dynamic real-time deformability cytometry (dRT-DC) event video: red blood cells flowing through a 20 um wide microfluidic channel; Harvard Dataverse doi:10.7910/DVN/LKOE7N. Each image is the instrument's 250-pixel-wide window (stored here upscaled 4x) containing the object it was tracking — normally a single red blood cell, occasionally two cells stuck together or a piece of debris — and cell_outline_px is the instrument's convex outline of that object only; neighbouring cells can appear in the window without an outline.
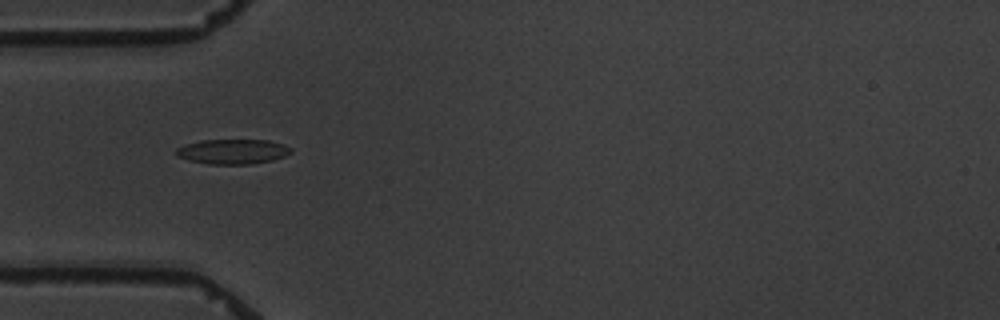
{"species": "common noctule bat (a hibernating species)", "species_latin": "Nyctalus noctula", "temperature_condition": "warm", "stored_images_in_passage": 6, "camera_frame_rate_fps": 3000, "um_per_image_px": 0.085, "animal": {"sex": "male", "body_mass_g": 19.5, "forearm_length_mm": 54.6}, "frame": {"image": 1, "passage_image": 3, "time_ms": 2.333, "image_size_px": [1000, 320], "cell_outline_px": [[292, 152], [284, 156], [272, 160], [252, 164], [208, 164], [188, 160], [176, 156], [176, 148], [184, 144], [200, 140], [268, 140], [284, 144], [292, 148]], "centroid_in_image_um": [19.76, 12.88], "position_along_channel_um": 65.2, "area_um2": 16.76}}
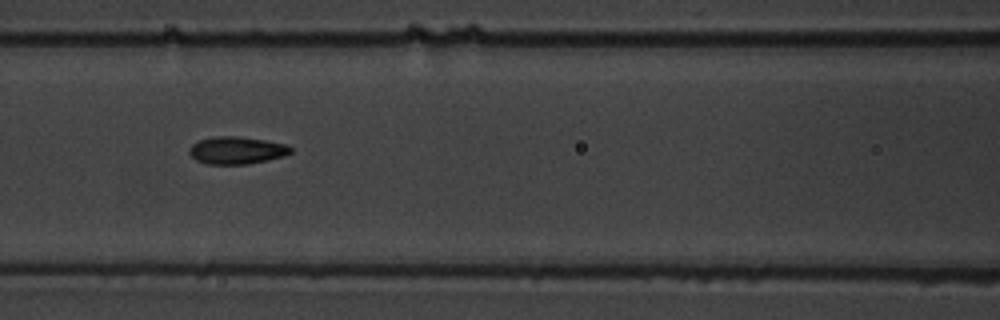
{"frame": {"image": 2, "passage_image": 5, "time_ms": 4.667, "image_size_px": [1000, 320], "cell_outline_px": [[292, 152], [284, 156], [268, 160], [248, 164], [208, 164], [196, 160], [188, 152], [188, 148], [192, 144], [200, 140], [216, 136], [240, 136], [264, 140], [284, 144], [292, 148]], "centroid_in_image_um": [20.1, 12.78], "position_along_channel_um": 146.5, "area_um2": 16.18}}
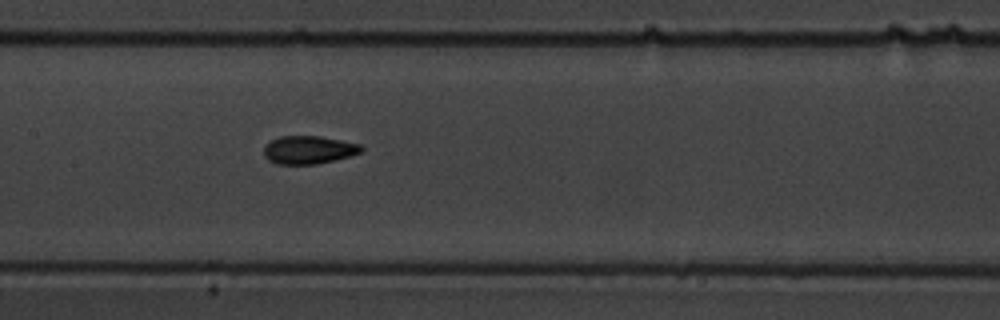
{"frame": {"image": 3, "passage_image": 6, "time_ms": 5.667, "image_size_px": [1000, 320], "cell_outline_px": [[364, 148], [360, 152], [348, 156], [316, 164], [276, 164], [268, 160], [264, 156], [264, 148], [272, 140], [280, 136], [320, 136], [360, 144]], "centroid_in_image_um": [26.21, 12.74], "position_along_channel_um": 181.2, "area_um2": 15.72}}